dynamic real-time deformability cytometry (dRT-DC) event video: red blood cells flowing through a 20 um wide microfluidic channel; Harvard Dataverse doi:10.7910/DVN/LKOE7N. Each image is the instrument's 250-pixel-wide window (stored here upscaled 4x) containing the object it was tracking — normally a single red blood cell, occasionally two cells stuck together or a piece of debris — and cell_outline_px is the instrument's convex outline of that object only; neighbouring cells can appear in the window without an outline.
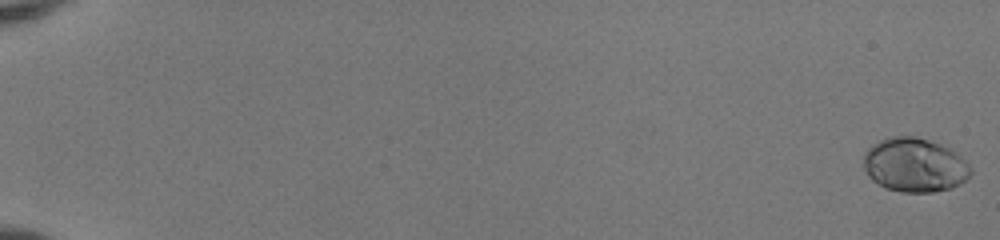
{"species": "human", "species_latin": "Homo sapiens", "temperature_condition": "room temperature", "stored_images_in_passage": 54, "camera_frame_rate_fps": 3000, "um_per_image_px": 0.085, "donor": {"sex": "female"}, "frame": {"image": 1, "passage_image": 1, "time_ms": 0.0, "image_size_px": [1000, 240], "cell_outline_px": [[972, 172], [960, 184], [952, 188], [932, 192], [900, 192], [884, 188], [872, 180], [868, 176], [864, 168], [864, 152], [872, 144], [888, 136], [916, 136], [940, 144], [956, 152], [968, 164]], "centroid_in_image_um": [77.71, 14.03], "position_along_channel_um": 7.3, "area_um2": 33.87}}
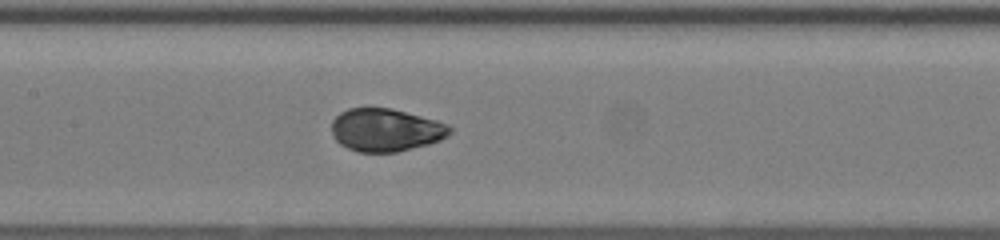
{"frame": {"image": 2, "passage_image": 30, "time_ms": 9.667, "image_size_px": [1000, 240], "cell_outline_px": [[452, 132], [448, 136], [440, 140], [428, 144], [396, 152], [356, 152], [340, 144], [332, 136], [332, 120], [340, 112], [348, 108], [392, 108], [436, 120], [448, 124], [452, 128]], "centroid_in_image_um": [32.78, 11.05], "position_along_channel_um": 174.6, "area_um2": 29.65}}
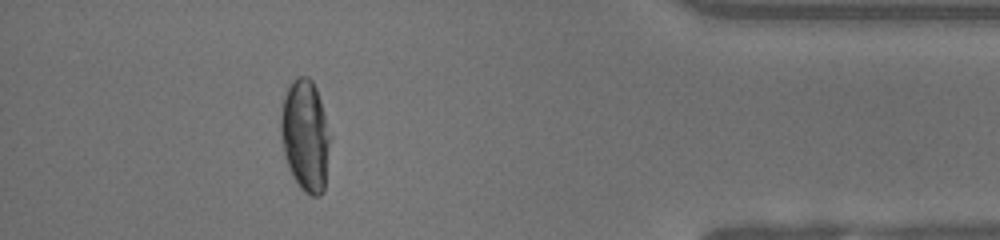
{"frame": {"image": 3, "passage_image": 50, "time_ms": 16.333, "image_size_px": [1000, 240], "cell_outline_px": [[332, 136], [324, 192], [320, 196], [312, 196], [304, 192], [300, 188], [288, 164], [284, 152], [280, 132], [280, 112], [284, 96], [292, 80], [300, 76], [308, 76], [312, 80], [316, 88]], "centroid_in_image_um": [25.98, 11.52], "position_along_channel_um": 409.2, "area_um2": 32.43}, "authors_computed_cell_mechanics": {"area_um2": 30.3161, "velocity_mm_per_s": 4.0261, "shape_relaxation_time_tau1_ms": 4.7934, "shape_relaxation_time_tau2_ms": null, "deformation_change_tau1": 0.195, "deformation_change_tau2": null}}